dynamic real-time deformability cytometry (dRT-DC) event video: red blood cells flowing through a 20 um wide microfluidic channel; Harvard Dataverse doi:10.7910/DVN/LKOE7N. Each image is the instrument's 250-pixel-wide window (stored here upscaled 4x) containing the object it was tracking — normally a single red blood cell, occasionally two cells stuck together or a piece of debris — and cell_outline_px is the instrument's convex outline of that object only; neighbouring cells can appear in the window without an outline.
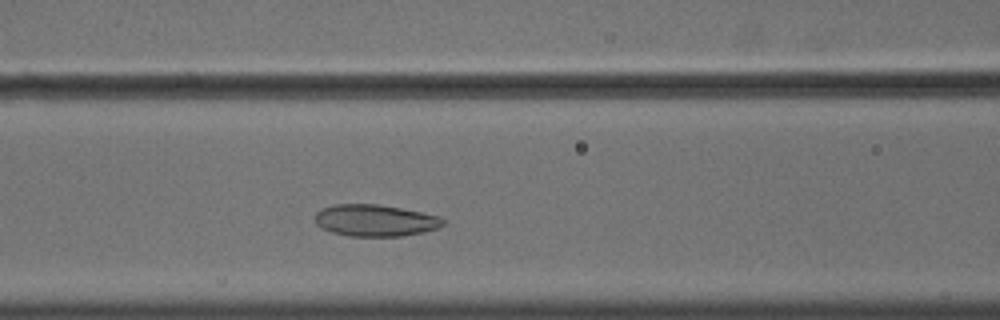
{"species": "common noctule bat (a hibernating species)", "species_latin": "Nyctalus noctula", "temperature_condition": "cold", "stored_images_in_passage": 37, "camera_frame_rate_fps": 3000, "um_per_image_px": 0.085, "animal": {"sex": "male", "body_mass_g": 18.8}, "frame": {"image": 1, "passage_image": 13, "time_ms": 4.0, "image_size_px": [1000, 320], "cell_outline_px": [[444, 224], [436, 228], [424, 232], [404, 236], [348, 236], [332, 232], [320, 228], [316, 224], [316, 212], [332, 204], [376, 204], [400, 208], [440, 216], [444, 220]], "centroid_in_image_um": [31.88, 18.74], "position_along_channel_um": 134.7, "area_um2": 23.64}}
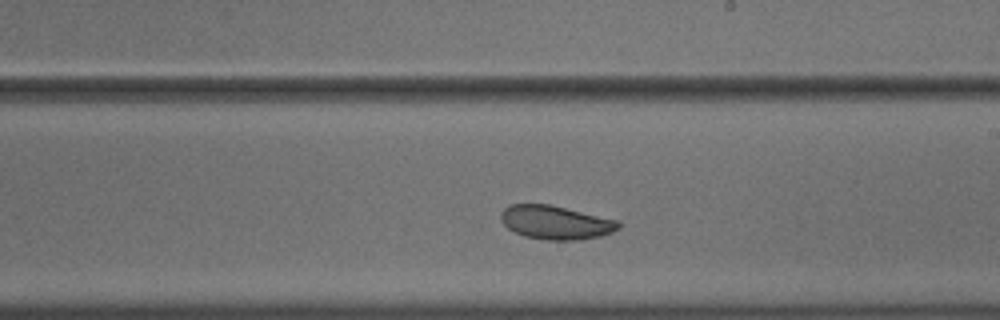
{"frame": {"image": 2, "passage_image": 22, "time_ms": 7.0, "image_size_px": [1000, 320], "cell_outline_px": [[620, 228], [612, 232], [600, 236], [580, 240], [544, 240], [524, 236], [508, 228], [500, 220], [500, 212], [508, 204], [548, 204], [620, 220]], "centroid_in_image_um": [47.23, 18.91], "position_along_channel_um": 241.8, "area_um2": 23.29}}
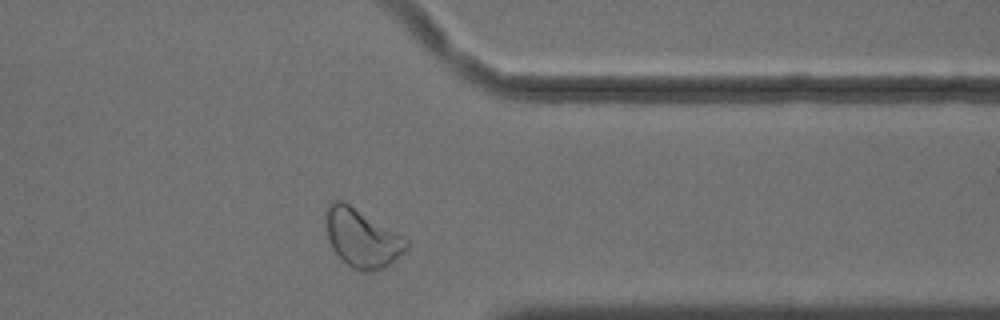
{"frame": {"image": 3, "passage_image": 34, "time_ms": 11.0, "image_size_px": [1000, 320], "cell_outline_px": [[408, 248], [404, 252], [384, 268], [364, 272], [352, 268], [340, 260], [332, 248], [328, 240], [324, 224], [328, 208], [332, 200], [344, 200], [404, 236], [408, 240]], "centroid_in_image_um": [30.74, 20.23], "position_along_channel_um": 380.7, "area_um2": 27.69}, "authors_computed_cell_mechanics": {"area_um2": 24.1026, "velocity_mm_per_s": 3.5779, "shape_relaxation_time_tau1_ms": null, "shape_relaxation_time_tau2_ms": 5.0607, "deformation_change_tau1": null, "deformation_change_tau2": 0.0854}}